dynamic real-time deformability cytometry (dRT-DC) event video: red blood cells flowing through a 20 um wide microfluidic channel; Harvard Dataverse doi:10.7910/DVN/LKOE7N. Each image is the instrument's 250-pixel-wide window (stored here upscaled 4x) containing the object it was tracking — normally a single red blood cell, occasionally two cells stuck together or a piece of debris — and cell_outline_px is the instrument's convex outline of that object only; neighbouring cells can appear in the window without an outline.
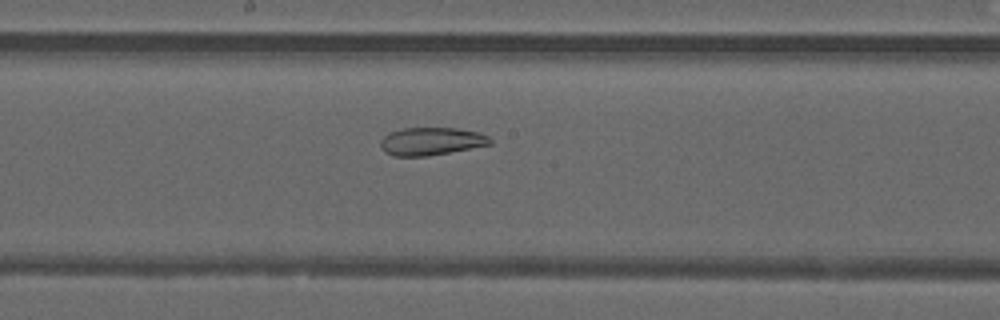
{"species": "common noctule bat (a hibernating species)", "species_latin": "Nyctalus noctula", "temperature_condition": "warm", "stored_images_in_passage": 48, "camera_frame_rate_fps": 3000, "um_per_image_px": 0.085, "animal": {"sex": "male", "forearm_length_mm": 52.5}, "frame": {"image": 1, "passage_image": 26, "time_ms": 8.333, "image_size_px": [1000, 320], "cell_outline_px": [[492, 144], [428, 156], [392, 156], [384, 152], [380, 148], [380, 140], [388, 132], [404, 128], [456, 128], [480, 132], [488, 136], [492, 140]], "centroid_in_image_um": [36.62, 12.01], "position_along_channel_um": 211.6, "area_um2": 17.92}}
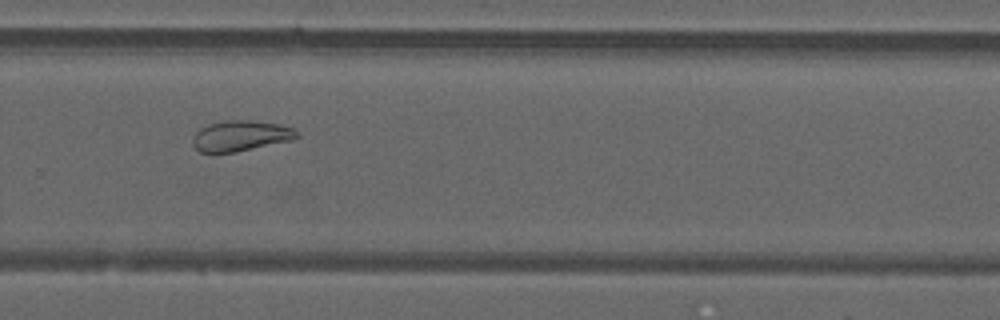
{"frame": {"image": 2, "passage_image": 33, "time_ms": 10.667, "image_size_px": [1000, 320], "cell_outline_px": [[300, 136], [292, 140], [236, 152], [200, 152], [192, 144], [192, 140], [196, 132], [200, 128], [208, 124], [228, 120], [248, 120], [280, 124], [292, 128]], "centroid_in_image_um": [20.45, 11.54], "position_along_channel_um": 309.4, "area_um2": 18.44}}
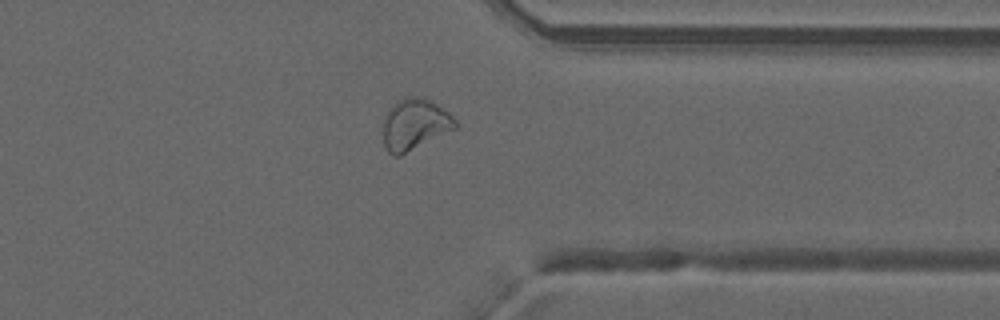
{"frame": {"image": 3, "passage_image": 38, "time_ms": 12.333, "image_size_px": [1000, 320], "cell_outline_px": [[460, 124], [456, 128], [400, 156], [392, 156], [388, 152], [384, 144], [384, 120], [392, 104], [404, 96], [424, 96], [448, 112]], "centroid_in_image_um": [35.26, 10.56], "position_along_channel_um": 376.1, "area_um2": 21.56}, "authors_computed_cell_mechanics": {"area_um2": 24.2182, "velocity_mm_per_s": 4.2088, "shape_relaxation_time_tau1_ms": null, "shape_relaxation_time_tau2_ms": 1.3371, "deformation_change_tau1": null, "deformation_change_tau2": 0.0713}}